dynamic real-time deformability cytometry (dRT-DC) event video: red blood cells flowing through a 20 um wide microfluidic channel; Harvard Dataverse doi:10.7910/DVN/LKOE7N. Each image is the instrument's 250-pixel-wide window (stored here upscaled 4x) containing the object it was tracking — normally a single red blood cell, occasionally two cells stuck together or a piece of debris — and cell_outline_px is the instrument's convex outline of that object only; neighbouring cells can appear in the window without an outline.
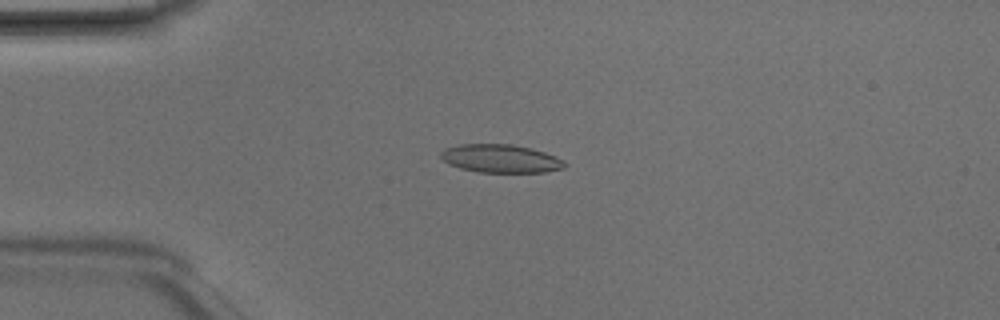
{"species": "Egyptian fruit bat (a non-hibernating species)", "species_latin": "Rousettus aegyptiacus", "temperature_condition": "room temperature", "stored_images_in_passage": 5, "camera_frame_rate_fps": 3000, "um_per_image_px": 0.085, "animal": {"sex": "male"}, "frame": {"image": 1, "passage_image": 1, "time_ms": 0.0, "image_size_px": [1000, 320], "cell_outline_px": [[568, 164], [564, 168], [544, 172], [480, 172], [460, 168], [448, 164], [440, 156], [440, 152], [444, 148], [460, 144], [512, 144], [532, 148], [556, 156], [564, 160]], "centroid_in_image_um": [42.57, 13.47], "position_along_channel_um": 42.4, "area_um2": 20.52}}
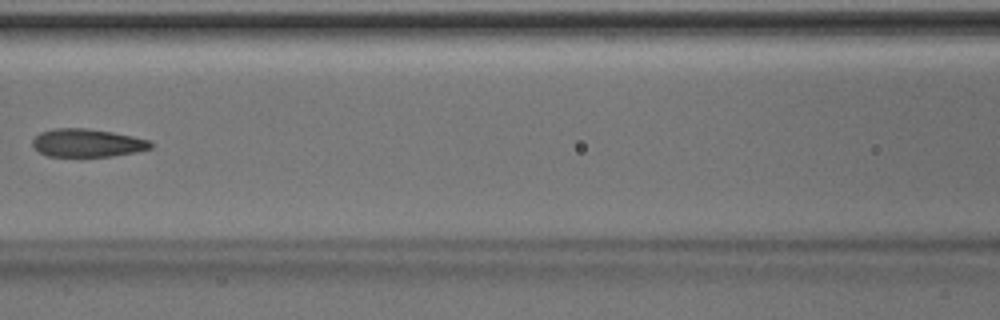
{"frame": {"image": 2, "passage_image": 4, "time_ms": 1.0, "image_size_px": [1000, 320], "cell_outline_px": [[152, 148], [136, 152], [112, 156], [48, 156], [40, 152], [32, 144], [32, 140], [40, 132], [56, 128], [84, 128], [112, 132], [132, 136], [148, 140], [152, 144]], "centroid_in_image_um": [7.41, 12.15], "position_along_channel_um": 159.2, "area_um2": 19.13}}